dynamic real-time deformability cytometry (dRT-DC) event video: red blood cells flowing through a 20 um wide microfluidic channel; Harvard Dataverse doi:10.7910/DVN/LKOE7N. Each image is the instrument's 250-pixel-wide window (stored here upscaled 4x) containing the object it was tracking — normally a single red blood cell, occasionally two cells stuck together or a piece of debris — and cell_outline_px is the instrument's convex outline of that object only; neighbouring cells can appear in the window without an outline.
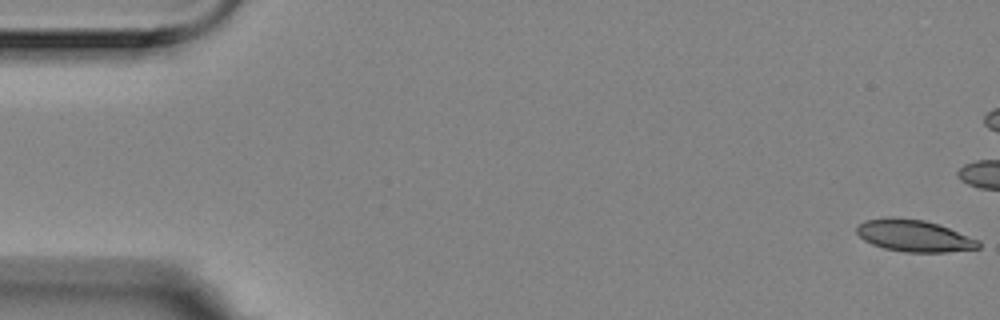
{"species": "Egyptian fruit bat (a non-hibernating species)", "species_latin": "Rousettus aegyptiacus", "temperature_condition": "room temperature", "stored_images_in_passage": 46, "camera_frame_rate_fps": 3000, "um_per_image_px": 0.085, "animal": {"sex": "female"}, "frame": {"image": 1, "passage_image": 1, "time_ms": 0.0, "image_size_px": [1000, 320], "cell_outline_px": [[980, 248], [948, 252], [904, 252], [884, 248], [872, 244], [864, 240], [856, 232], [856, 228], [864, 220], [888, 216], [892, 216], [924, 220], [940, 224], [980, 240]], "centroid_in_image_um": [77.71, 20.03], "position_along_channel_um": 7.3, "area_um2": 22.89}}
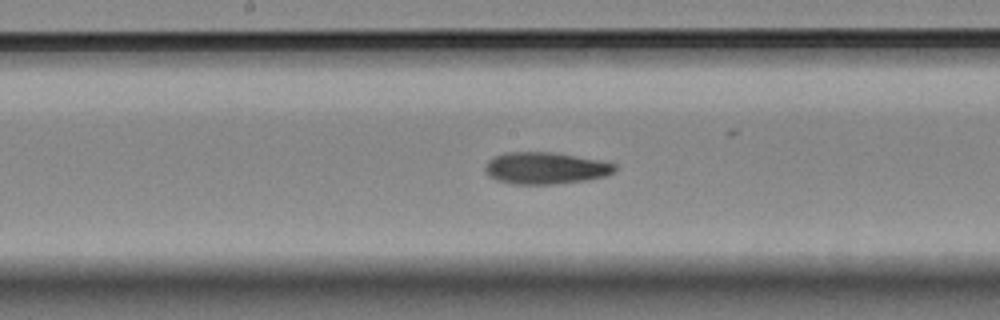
{"frame": {"image": 2, "passage_image": 29, "time_ms": 9.333, "image_size_px": [1000, 320], "cell_outline_px": [[616, 172], [604, 176], [588, 180], [556, 184], [512, 184], [496, 180], [488, 176], [484, 172], [484, 168], [488, 160], [504, 152], [552, 152], [604, 160], [616, 164]], "centroid_in_image_um": [46.38, 14.29], "position_along_channel_um": 201.8, "area_um2": 24.45}}
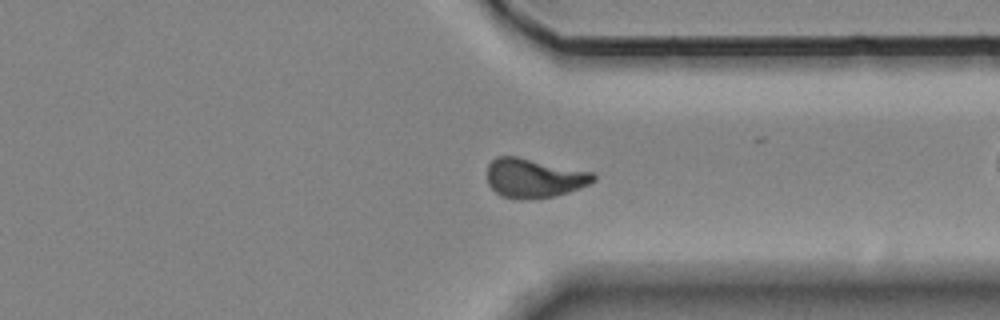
{"frame": {"image": 3, "passage_image": 43, "time_ms": 14.0, "image_size_px": [1000, 320], "cell_outline_px": [[596, 180], [580, 188], [556, 196], [500, 196], [488, 184], [488, 164], [496, 156], [516, 156], [592, 172], [596, 176]], "centroid_in_image_um": [45.41, 15.09], "position_along_channel_um": 366.0, "area_um2": 23.47}}